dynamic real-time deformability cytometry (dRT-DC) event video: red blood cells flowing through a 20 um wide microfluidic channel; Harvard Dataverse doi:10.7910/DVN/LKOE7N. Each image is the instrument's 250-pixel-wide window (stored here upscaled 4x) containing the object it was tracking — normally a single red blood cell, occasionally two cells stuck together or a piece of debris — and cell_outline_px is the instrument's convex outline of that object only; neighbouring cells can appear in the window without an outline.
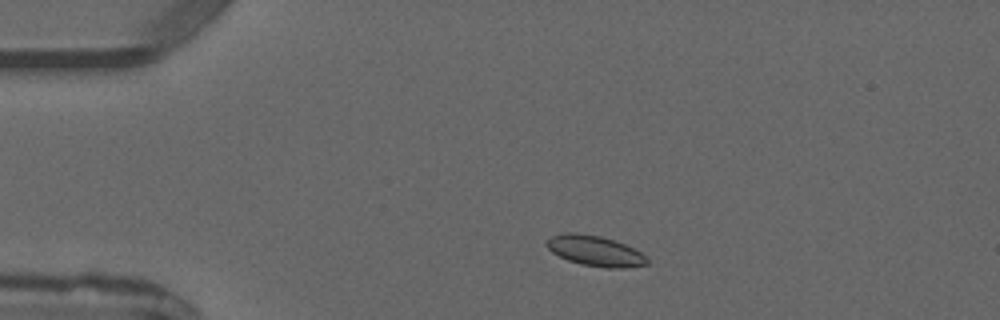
{"species": "common noctule bat (a hibernating species)", "species_latin": "Nyctalus noctula", "temperature_condition": "warm", "stored_images_in_passage": 3, "camera_frame_rate_fps": 3000, "um_per_image_px": 0.085, "animal": {"sex": "male", "forearm_length_mm": 52.5}, "frame": {"image": 1, "passage_image": 1, "time_ms": 0.0, "image_size_px": [1000, 320], "cell_outline_px": [[648, 264], [624, 268], [604, 268], [580, 264], [568, 260], [552, 252], [544, 244], [552, 236], [564, 232], [576, 232], [600, 236], [616, 240], [648, 256]], "centroid_in_image_um": [50.59, 21.32], "position_along_channel_um": 34.4, "area_um2": 17.92}}